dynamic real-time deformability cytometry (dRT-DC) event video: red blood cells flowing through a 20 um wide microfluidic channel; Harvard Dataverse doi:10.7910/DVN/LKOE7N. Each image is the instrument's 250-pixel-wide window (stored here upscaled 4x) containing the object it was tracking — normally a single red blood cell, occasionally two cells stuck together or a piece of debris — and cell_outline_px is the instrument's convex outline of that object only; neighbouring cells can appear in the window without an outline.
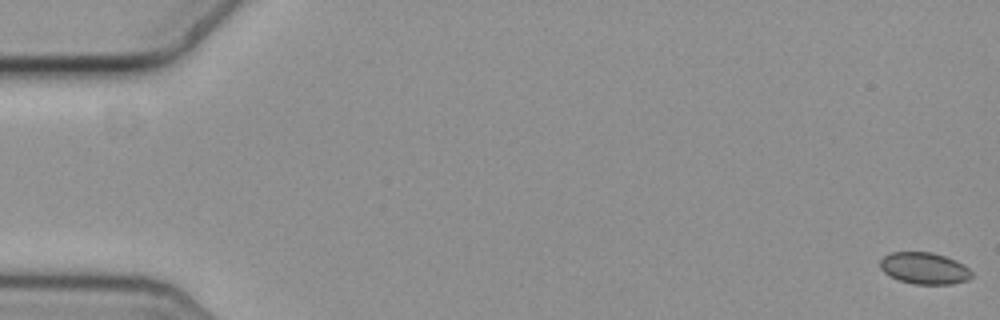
{"species": "common noctule bat (a hibernating species)", "species_latin": "Nyctalus noctula", "temperature_condition": "cold", "stored_images_in_passage": 19, "camera_frame_rate_fps": 3000, "um_per_image_px": 0.085, "animal": {"sex": "female", "body_mass_g": 19.3, "forearm_length_mm": 54.1}, "frame": {"image": 1, "passage_image": 1, "time_ms": 0.0, "image_size_px": [1000, 320], "cell_outline_px": [[972, 276], [968, 280], [952, 284], [916, 284], [900, 280], [888, 276], [880, 268], [880, 260], [884, 256], [892, 252], [932, 252], [956, 260], [964, 264], [972, 272]], "centroid_in_image_um": [78.57, 22.8], "position_along_channel_um": 6.4, "area_um2": 16.94}}
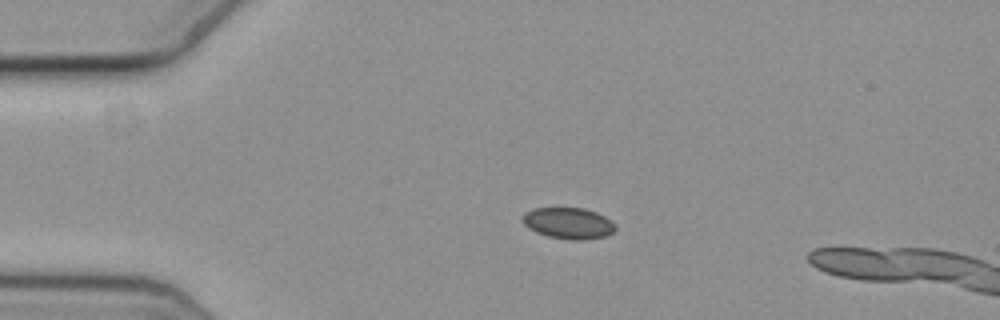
{"frame": {"image": 2, "passage_image": 14, "time_ms": 4.333, "image_size_px": [1000, 320], "cell_outline_px": [[616, 232], [608, 236], [584, 240], [568, 240], [548, 236], [536, 232], [528, 228], [520, 220], [520, 216], [524, 212], [532, 208], [584, 208], [596, 212], [612, 220], [616, 224]], "centroid_in_image_um": [48.32, 18.98], "position_along_channel_um": 36.7, "area_um2": 17.4}}